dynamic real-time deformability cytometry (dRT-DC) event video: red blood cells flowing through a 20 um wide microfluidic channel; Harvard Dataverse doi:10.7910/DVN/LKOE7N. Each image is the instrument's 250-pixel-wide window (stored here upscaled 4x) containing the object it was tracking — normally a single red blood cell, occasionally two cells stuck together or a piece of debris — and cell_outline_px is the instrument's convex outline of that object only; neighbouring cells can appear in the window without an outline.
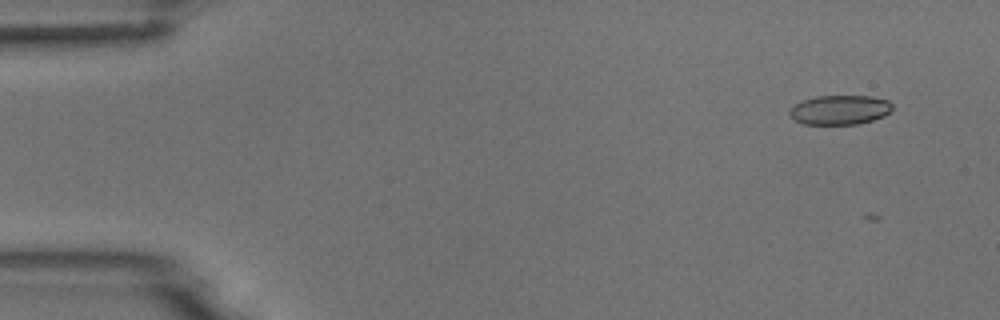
{"species": "common noctule bat (a hibernating species)", "species_latin": "Nyctalus noctula", "temperature_condition": "room temperature", "stored_images_in_passage": 7, "camera_frame_rate_fps": 3000, "um_per_image_px": 0.085, "animal": {"sex": "male", "body_mass_g": 18.8}, "frame": {"image": 1, "passage_image": 2, "time_ms": 1.0, "image_size_px": [1000, 320], "cell_outline_px": [[892, 108], [884, 116], [860, 124], [804, 124], [788, 116], [788, 112], [796, 104], [804, 100], [816, 96], [872, 96], [888, 100], [892, 104]], "centroid_in_image_um": [71.39, 9.34], "position_along_channel_um": 13.6, "area_um2": 17.57}}